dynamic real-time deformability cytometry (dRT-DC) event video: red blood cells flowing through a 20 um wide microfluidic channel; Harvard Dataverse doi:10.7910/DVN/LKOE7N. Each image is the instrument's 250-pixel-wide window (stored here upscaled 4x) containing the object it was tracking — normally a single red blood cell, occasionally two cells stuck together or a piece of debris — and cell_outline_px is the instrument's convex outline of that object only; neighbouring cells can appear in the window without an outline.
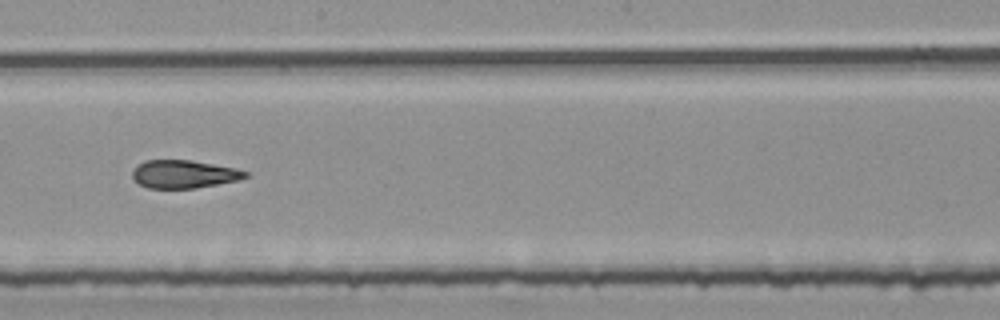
{"species": "common noctule bat (a hibernating species)", "species_latin": "Nyctalus noctula", "temperature_condition": "room temperature", "stored_images_in_passage": 41, "camera_frame_rate_fps": 3000, "um_per_image_px": 0.085, "animal": {"sex": "female", "body_mass_g": 25.1}, "frame": {"image": 1, "passage_image": 18, "time_ms": 5.667, "image_size_px": [1000, 320], "cell_outline_px": [[248, 176], [240, 180], [196, 188], [148, 188], [132, 180], [132, 172], [136, 164], [144, 160], [192, 160], [236, 168], [248, 172]], "centroid_in_image_um": [15.61, 14.79], "position_along_channel_um": 232.6, "area_um2": 18.67}}
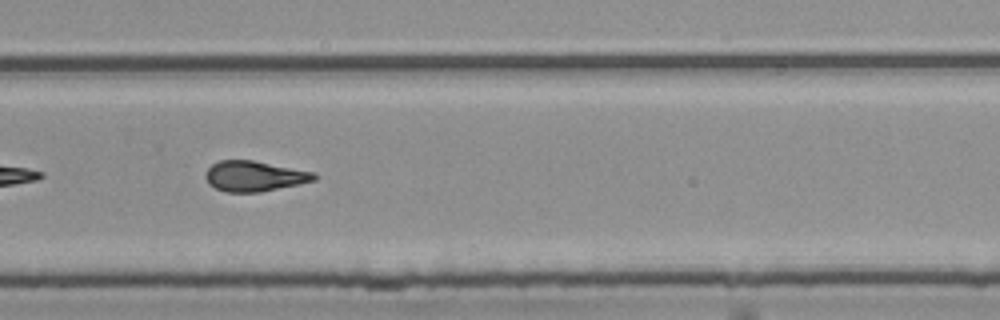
{"frame": {"image": 2, "passage_image": 24, "time_ms": 7.667, "image_size_px": [1000, 320], "cell_outline_px": [[320, 176], [316, 180], [260, 192], [224, 192], [208, 184], [204, 176], [208, 168], [212, 164], [220, 160], [252, 160], [316, 172]], "centroid_in_image_um": [21.63, 14.97], "position_along_channel_um": 308.2, "area_um2": 19.36}}
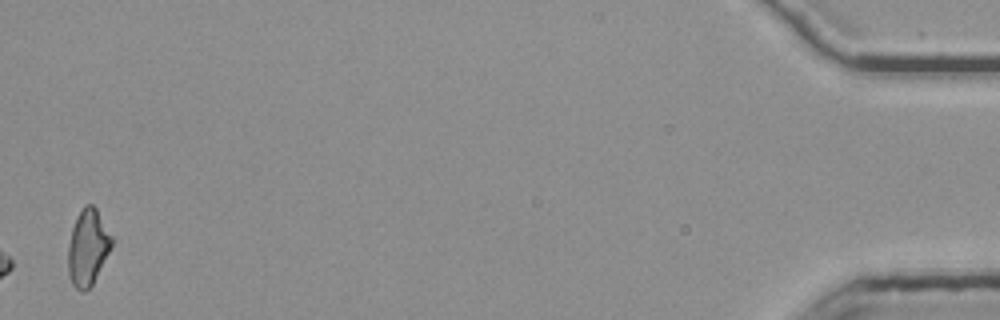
{"frame": {"image": 3, "passage_image": 41, "time_ms": 13.333, "image_size_px": [1000, 320], "cell_outline_px": [[112, 244], [92, 284], [84, 292], [80, 292], [72, 284], [68, 276], [68, 244], [72, 228], [84, 204], [92, 204], [96, 208], [112, 236]], "centroid_in_image_um": [7.44, 21.04], "position_along_channel_um": 427.8, "area_um2": 19.02}, "authors_computed_cell_mechanics": {"area_um2": 19.363, "velocity_mm_per_s": 3.7967, "shape_relaxation_time_tau1_ms": null, "shape_relaxation_time_tau2_ms": 2.2574, "deformation_change_tau1": null, "deformation_change_tau2": 0.1127}}